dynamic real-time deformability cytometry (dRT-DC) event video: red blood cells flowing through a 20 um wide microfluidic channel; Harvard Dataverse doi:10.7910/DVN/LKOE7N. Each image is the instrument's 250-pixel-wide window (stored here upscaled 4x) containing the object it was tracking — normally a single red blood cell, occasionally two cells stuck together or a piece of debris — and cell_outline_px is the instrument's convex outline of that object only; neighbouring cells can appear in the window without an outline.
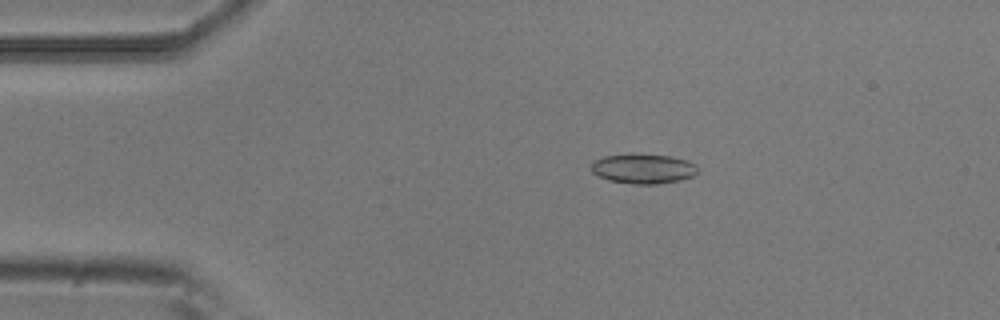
{"species": "common noctule bat (a hibernating species)", "species_latin": "Nyctalus noctula", "temperature_condition": "room temperature", "stored_images_in_passage": 6, "camera_frame_rate_fps": 3000, "um_per_image_px": 0.085, "animal": {"sex": "male", "body_mass_g": 20.5, "forearm_length_mm": 52.5}, "frame": {"image": 1, "passage_image": 3, "time_ms": 0.667, "image_size_px": [1000, 320], "cell_outline_px": [[696, 172], [692, 176], [680, 180], [656, 184], [636, 184], [608, 180], [592, 172], [592, 160], [604, 156], [632, 152], [640, 152], [672, 156], [688, 160], [696, 168]], "centroid_in_image_um": [54.63, 14.3], "position_along_channel_um": 30.4, "area_um2": 18.79}}
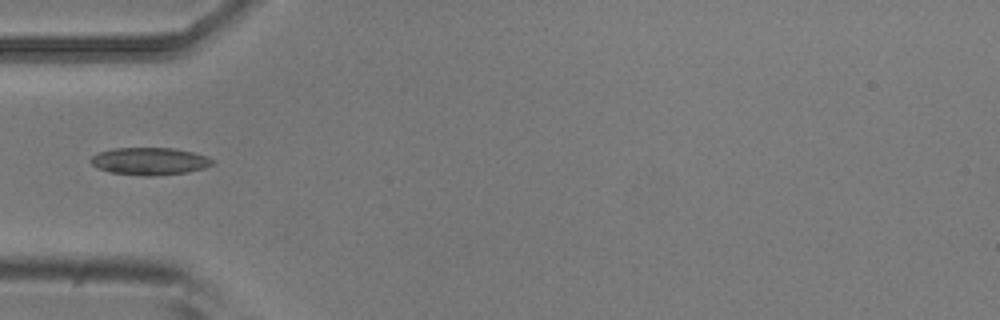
{"frame": {"image": 2, "passage_image": 5, "time_ms": 1.333, "image_size_px": [1000, 320], "cell_outline_px": [[212, 164], [204, 168], [188, 172], [152, 176], [144, 176], [112, 172], [100, 168], [92, 164], [88, 160], [92, 156], [100, 152], [112, 148], [172, 148], [192, 152], [208, 156], [212, 160]], "centroid_in_image_um": [12.72, 13.7], "position_along_channel_um": 72.3, "area_um2": 19.25}}
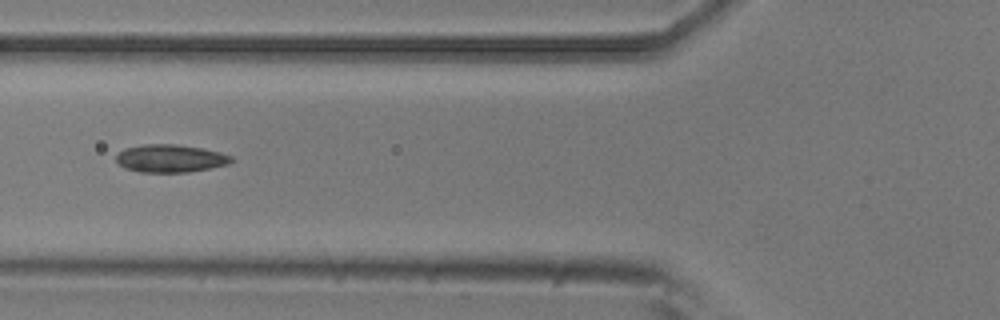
{"frame": {"image": 3, "passage_image": 6, "time_ms": 1.667, "image_size_px": [1000, 320], "cell_outline_px": [[232, 160], [228, 164], [188, 172], [140, 172], [124, 168], [116, 160], [116, 156], [124, 148], [144, 144], [176, 144], [200, 148], [220, 152], [232, 156]], "centroid_in_image_um": [14.45, 13.46], "position_along_channel_um": 111.3, "area_um2": 18.5}}